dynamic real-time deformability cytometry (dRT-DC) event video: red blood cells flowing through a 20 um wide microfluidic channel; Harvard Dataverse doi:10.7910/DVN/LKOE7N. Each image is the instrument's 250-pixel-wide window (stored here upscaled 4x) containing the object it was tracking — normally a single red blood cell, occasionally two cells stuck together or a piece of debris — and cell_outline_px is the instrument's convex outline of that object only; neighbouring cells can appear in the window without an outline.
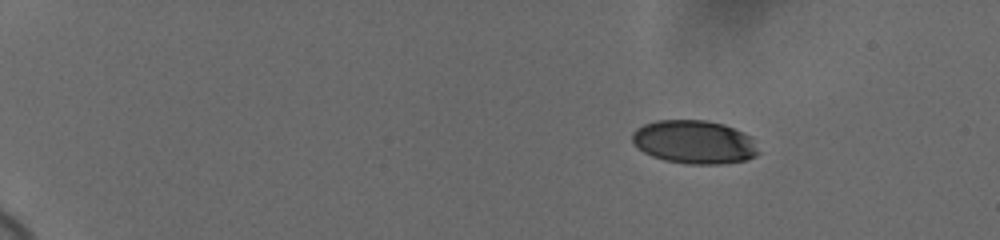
{"species": "human", "species_latin": "Homo sapiens", "temperature_condition": "cold", "stored_images_in_passage": 50, "camera_frame_rate_fps": 3000, "um_per_image_px": 0.085, "donor": {"sex": "female"}, "frame": {"image": 1, "passage_image": 1, "time_ms": 0.0, "image_size_px": [1000, 240], "cell_outline_px": [[760, 152], [756, 156], [744, 160], [720, 164], [688, 164], [664, 160], [652, 156], [644, 152], [632, 140], [632, 132], [636, 128], [644, 124], [656, 120], [704, 120], [724, 124], [748, 136]], "centroid_in_image_um": [58.98, 12.07], "position_along_channel_um": 26.0, "area_um2": 31.62}}
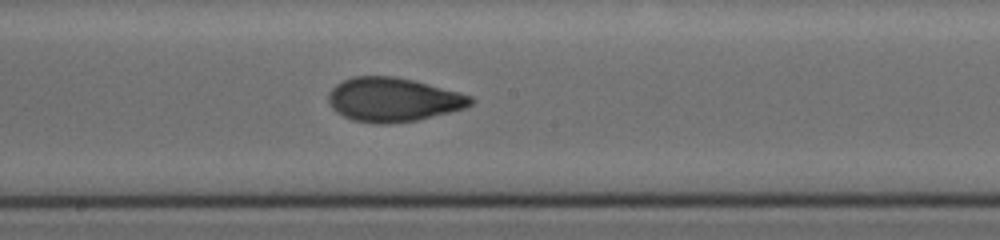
{"frame": {"image": 2, "passage_image": 27, "time_ms": 8.667, "image_size_px": [1000, 240], "cell_outline_px": [[476, 100], [472, 104], [464, 108], [416, 120], [388, 124], [380, 124], [352, 120], [336, 112], [332, 108], [328, 100], [328, 92], [336, 84], [352, 76], [396, 76], [412, 80], [472, 96]], "centroid_in_image_um": [33.38, 8.47], "position_along_channel_um": 214.8, "area_um2": 36.24}}
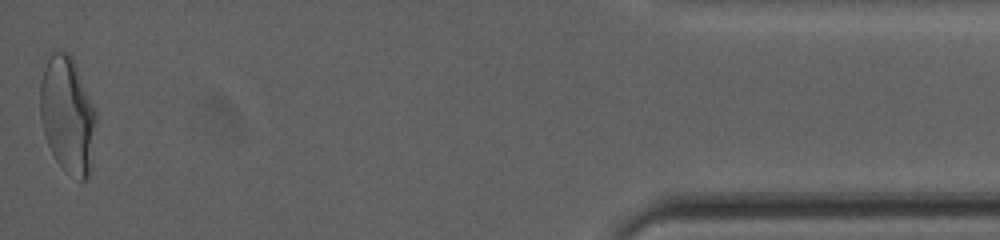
{"frame": {"image": 3, "passage_image": 50, "time_ms": 16.333, "image_size_px": [1000, 240], "cell_outline_px": [[96, 120], [92, 168], [88, 176], [84, 180], [80, 180], [64, 168], [56, 160], [48, 144], [44, 132], [40, 116], [40, 80], [48, 52], [68, 52], [72, 56], [96, 108]], "centroid_in_image_um": [5.75, 9.72], "position_along_channel_um": 429.4, "area_um2": 38.32}, "authors_computed_cell_mechanics": {"area_um2": 35.3158, "velocity_mm_per_s": 3.6672, "shape_relaxation_time_tau1_ms": 5.2008, "shape_relaxation_time_tau2_ms": 1.1482, "deformation_change_tau1": 0.178, "deformation_change_tau2": 0.0676}}